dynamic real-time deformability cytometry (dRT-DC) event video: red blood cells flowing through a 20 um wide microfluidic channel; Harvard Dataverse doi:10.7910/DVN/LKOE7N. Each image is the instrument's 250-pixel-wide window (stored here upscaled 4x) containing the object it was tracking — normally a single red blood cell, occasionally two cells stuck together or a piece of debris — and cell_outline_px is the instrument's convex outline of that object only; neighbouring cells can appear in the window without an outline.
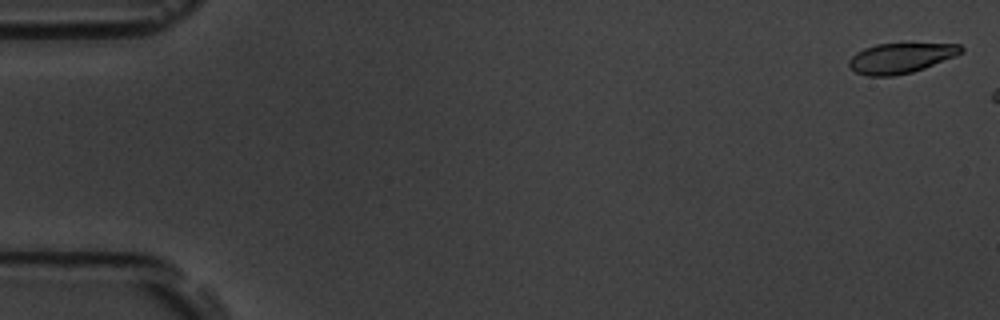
{"species": "common noctule bat (a hibernating species)", "species_latin": "Nyctalus noctula", "temperature_condition": "room temperature", "stored_images_in_passage": 8, "camera_frame_rate_fps": 3000, "um_per_image_px": 0.085, "animal": {"sex": "male", "body_mass_g": 19.5, "forearm_length_mm": 54.6}, "frame": {"image": 1, "passage_image": 2, "time_ms": 0.333, "image_size_px": [1000, 320], "cell_outline_px": [[964, 52], [956, 56], [924, 68], [912, 72], [892, 76], [868, 76], [856, 72], [848, 64], [848, 60], [856, 52], [864, 48], [876, 44], [960, 44], [964, 48]], "centroid_in_image_um": [76.57, 4.93], "position_along_channel_um": 8.4, "area_um2": 19.59}}